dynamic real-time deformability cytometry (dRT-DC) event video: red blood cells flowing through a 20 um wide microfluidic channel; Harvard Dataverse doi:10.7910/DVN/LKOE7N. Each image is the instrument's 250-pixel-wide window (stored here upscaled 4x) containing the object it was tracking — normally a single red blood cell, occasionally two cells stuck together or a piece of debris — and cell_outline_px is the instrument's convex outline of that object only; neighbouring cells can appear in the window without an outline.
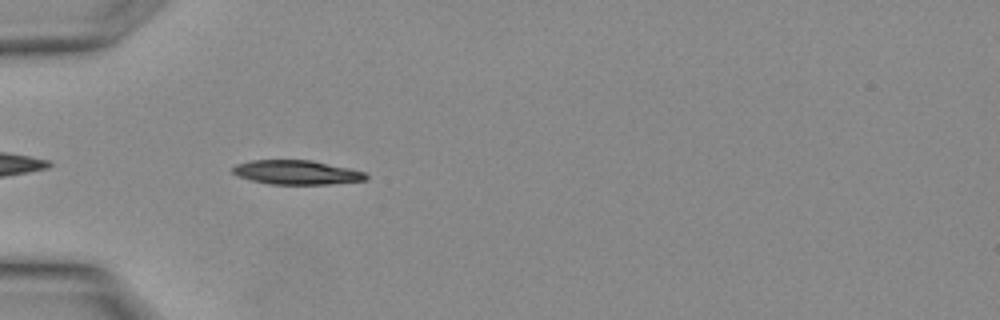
{"species": "Egyptian fruit bat (a non-hibernating species)", "species_latin": "Rousettus aegyptiacus", "temperature_condition": "warm", "stored_images_in_passage": 3, "camera_frame_rate_fps": 3000, "um_per_image_px": 0.085, "animal": {"sex": "female"}, "frame": {"image": 1, "passage_image": 1, "time_ms": 0.0, "image_size_px": [1000, 320], "cell_outline_px": [[368, 180], [328, 184], [268, 184], [252, 180], [240, 176], [232, 172], [232, 168], [236, 164], [252, 160], [312, 160], [348, 168], [364, 172], [368, 176]], "centroid_in_image_um": [25.22, 14.65], "position_along_channel_um": 59.8, "area_um2": 18.67}}
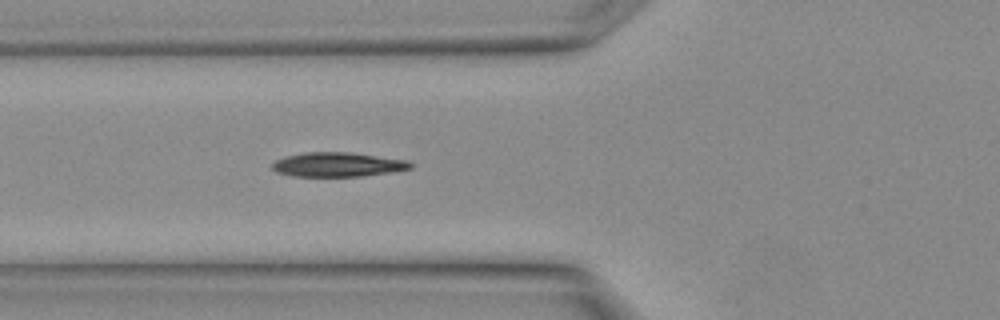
{"frame": {"image": 2, "passage_image": 3, "time_ms": 0.667, "image_size_px": [1000, 320], "cell_outline_px": [[412, 168], [392, 172], [360, 176], [292, 176], [276, 172], [272, 168], [272, 164], [276, 160], [284, 156], [304, 152], [352, 152], [408, 160], [412, 164]], "centroid_in_image_um": [28.7, 13.98], "position_along_channel_um": 97.1, "area_um2": 19.71}}